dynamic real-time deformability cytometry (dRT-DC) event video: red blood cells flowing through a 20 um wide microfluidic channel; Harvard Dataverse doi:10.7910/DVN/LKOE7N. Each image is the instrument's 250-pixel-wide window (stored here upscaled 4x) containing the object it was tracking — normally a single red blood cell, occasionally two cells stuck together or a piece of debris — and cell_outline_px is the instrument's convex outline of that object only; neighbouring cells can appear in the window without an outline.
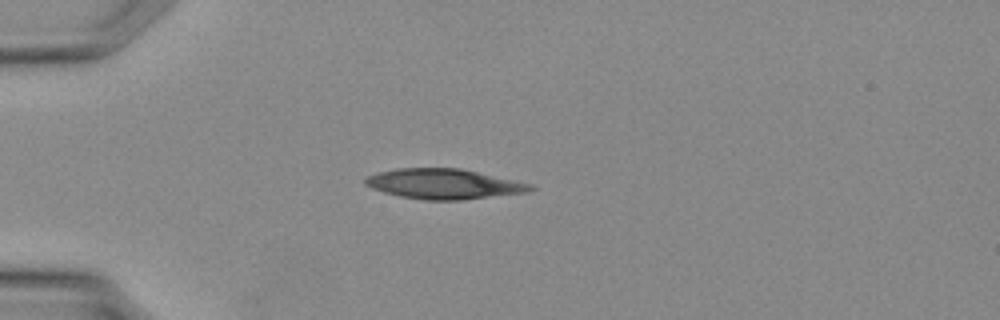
{"species": "Egyptian fruit bat (a non-hibernating species)", "species_latin": "Rousettus aegyptiacus", "temperature_condition": "warm", "stored_images_in_passage": 7, "camera_frame_rate_fps": 3000, "um_per_image_px": 0.085, "animal": {"sex": "female"}, "frame": {"image": 1, "passage_image": 3, "time_ms": 0.667, "image_size_px": [1000, 320], "cell_outline_px": [[536, 188], [528, 192], [460, 200], [424, 200], [400, 196], [384, 192], [372, 188], [364, 184], [364, 176], [376, 172], [396, 168], [460, 168], [532, 184]], "centroid_in_image_um": [37.68, 15.63], "position_along_channel_um": 47.3, "area_um2": 29.02}}
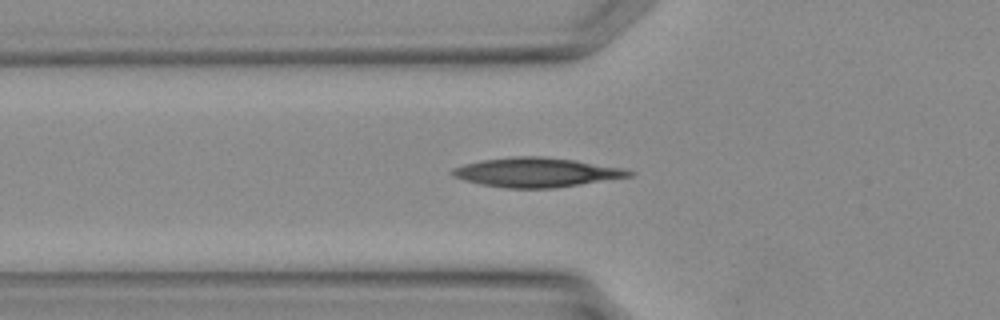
{"frame": {"image": 2, "passage_image": 6, "time_ms": 1.667, "image_size_px": [1000, 320], "cell_outline_px": [[636, 172], [632, 176], [580, 184], [552, 188], [508, 188], [480, 184], [464, 180], [452, 176], [448, 172], [452, 168], [464, 164], [480, 160], [512, 156], [544, 156], [576, 160], [620, 168]], "centroid_in_image_um": [45.53, 14.64], "position_along_channel_um": 80.3, "area_um2": 30.23}}